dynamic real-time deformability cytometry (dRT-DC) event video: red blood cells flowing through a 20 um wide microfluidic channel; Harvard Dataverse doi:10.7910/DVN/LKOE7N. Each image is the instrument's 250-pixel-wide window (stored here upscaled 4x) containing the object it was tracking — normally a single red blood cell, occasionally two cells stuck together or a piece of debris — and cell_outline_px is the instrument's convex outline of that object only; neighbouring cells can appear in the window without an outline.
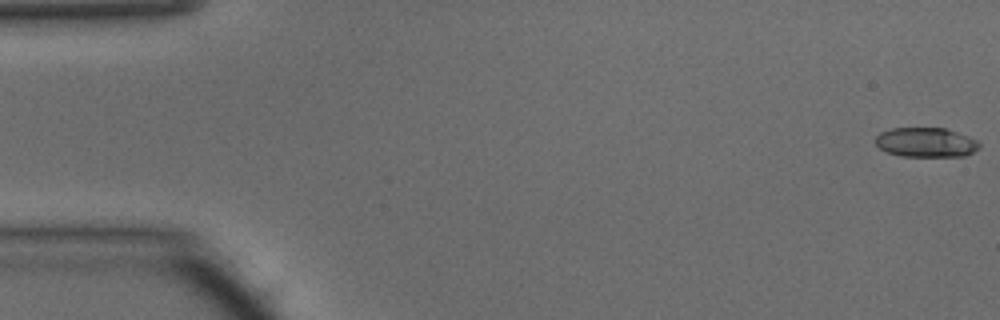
{"species": "common noctule bat (a hibernating species)", "species_latin": "Nyctalus noctula", "temperature_condition": "warm", "stored_images_in_passage": 40, "camera_frame_rate_fps": 3000, "um_per_image_px": 0.085, "animal": {"sex": "male", "body_mass_g": 15.6}, "frame": {"image": 1, "passage_image": 1, "time_ms": 0.0, "image_size_px": [1000, 320], "cell_outline_px": [[980, 148], [964, 156], [900, 156], [888, 152], [880, 148], [876, 144], [876, 136], [880, 132], [892, 128], [944, 128], [968, 136], [976, 140], [980, 144]], "centroid_in_image_um": [78.7, 12.1], "position_along_channel_um": 6.3, "area_um2": 17.74}}
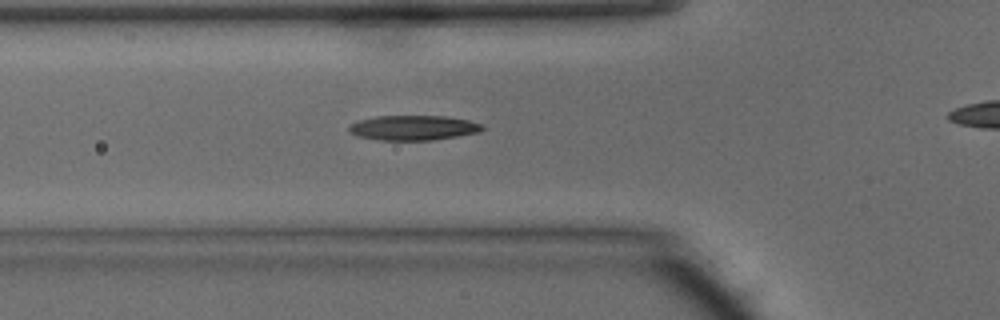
{"frame": {"image": 2, "passage_image": 17, "time_ms": 5.333, "image_size_px": [1000, 320], "cell_outline_px": [[484, 128], [480, 132], [432, 140], [380, 140], [356, 136], [348, 132], [348, 124], [356, 120], [376, 116], [448, 116], [468, 120], [484, 124]], "centroid_in_image_um": [35.09, 10.85], "position_along_channel_um": 90.7, "area_um2": 19.59}}
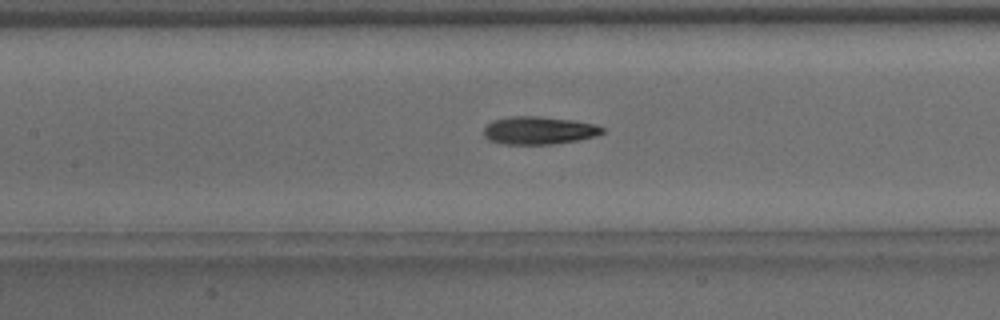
{"frame": {"image": 3, "passage_image": 22, "time_ms": 7.0, "image_size_px": [1000, 320], "cell_outline_px": [[604, 132], [596, 136], [576, 140], [552, 144], [504, 144], [488, 140], [484, 136], [484, 128], [492, 120], [512, 116], [540, 116], [572, 120], [596, 124], [604, 128]], "centroid_in_image_um": [45.8, 11.08], "position_along_channel_um": 161.6, "area_um2": 19.25}}